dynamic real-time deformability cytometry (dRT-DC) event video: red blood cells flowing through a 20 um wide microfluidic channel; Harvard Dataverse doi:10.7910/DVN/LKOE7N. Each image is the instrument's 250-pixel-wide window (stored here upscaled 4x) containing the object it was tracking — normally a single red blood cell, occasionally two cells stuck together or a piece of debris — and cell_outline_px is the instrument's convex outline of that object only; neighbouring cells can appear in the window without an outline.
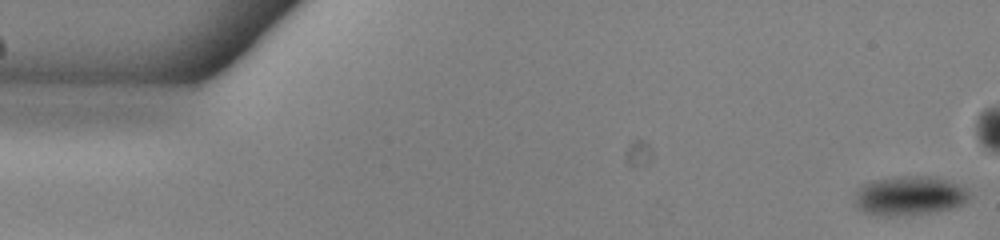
{"species": "common noctule bat (a hibernating species)", "species_latin": "Nyctalus noctula", "temperature_condition": "warm", "stored_images_in_passage": 54, "camera_frame_rate_fps": 3000, "um_per_image_px": 0.085, "animal": {"sex": "male", "body_mass_g": 13.0, "forearm_length_mm": 53.1}, "frame": {"image": 1, "passage_image": 1, "time_ms": 0.0, "image_size_px": [1000, 240], "cell_outline_px": [[968, 200], [964, 204], [956, 208], [936, 212], [888, 216], [884, 216], [864, 212], [856, 208], [856, 192], [864, 184], [872, 180], [904, 176], [936, 176], [948, 180], [964, 188], [968, 192]], "centroid_in_image_um": [77.33, 16.64], "position_along_channel_um": 7.7, "area_um2": 26.18}}
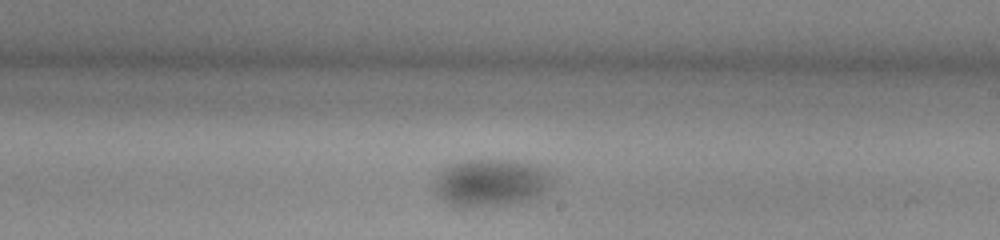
{"frame": {"image": 2, "passage_image": 31, "time_ms": 10.0, "image_size_px": [1000, 240], "cell_outline_px": [[556, 180], [548, 188], [536, 196], [528, 200], [504, 204], [472, 208], [448, 204], [436, 192], [436, 176], [440, 168], [464, 160], [516, 160], [532, 164], [544, 168], [552, 172]], "centroid_in_image_um": [41.76, 15.51], "position_along_channel_um": 247.2, "area_um2": 32.71}}
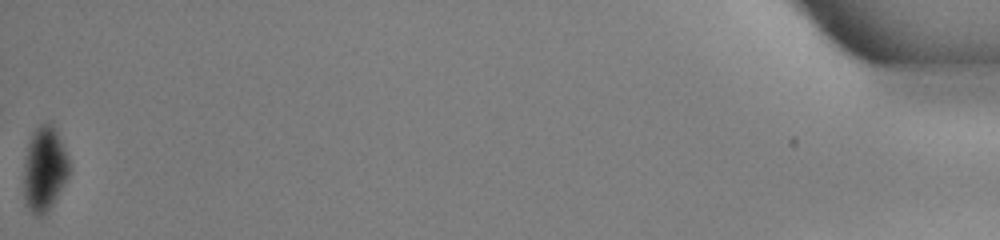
{"frame": {"image": 3, "passage_image": 54, "time_ms": 17.667, "image_size_px": [1000, 240], "cell_outline_px": [[68, 176], [64, 184], [48, 212], [44, 216], [36, 216], [32, 212], [24, 196], [24, 176], [28, 144], [32, 132], [40, 124], [52, 124], [68, 156]], "centroid_in_image_um": [3.78, 14.39], "position_along_channel_um": 431.4, "area_um2": 21.79}}